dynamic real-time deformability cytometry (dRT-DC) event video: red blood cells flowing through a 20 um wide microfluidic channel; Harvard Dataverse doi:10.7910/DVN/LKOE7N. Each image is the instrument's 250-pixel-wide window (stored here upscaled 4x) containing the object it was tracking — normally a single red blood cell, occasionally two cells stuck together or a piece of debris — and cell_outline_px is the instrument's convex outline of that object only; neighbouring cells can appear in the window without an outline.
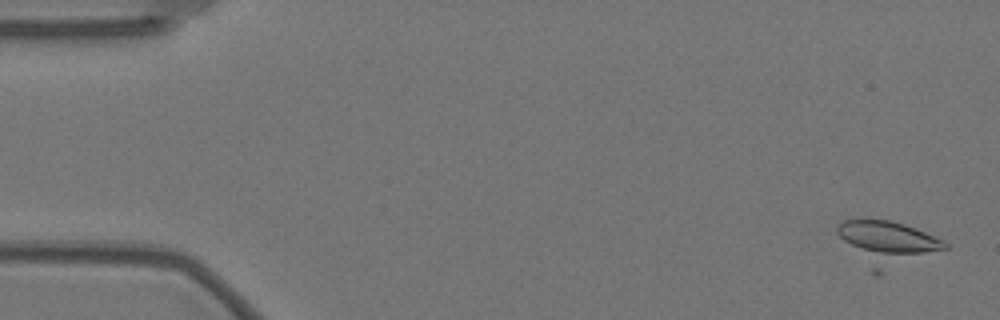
{"species": "Egyptian fruit bat (a non-hibernating species)", "species_latin": "Rousettus aegyptiacus", "temperature_condition": "warm", "stored_images_in_passage": 26, "camera_frame_rate_fps": 3000, "um_per_image_px": 0.085, "animal": {"sex": "female"}, "frame": {"image": 1, "passage_image": 4, "time_ms": 1.0, "image_size_px": [1000, 320], "cell_outline_px": [[948, 248], [880, 276], [876, 276], [872, 272], [836, 232], [836, 228], [844, 220], [868, 216], [888, 220], [904, 224], [944, 240], [948, 244]], "centroid_in_image_um": [75.44, 20.67], "position_along_channel_um": 9.6, "area_um2": 28.21}}
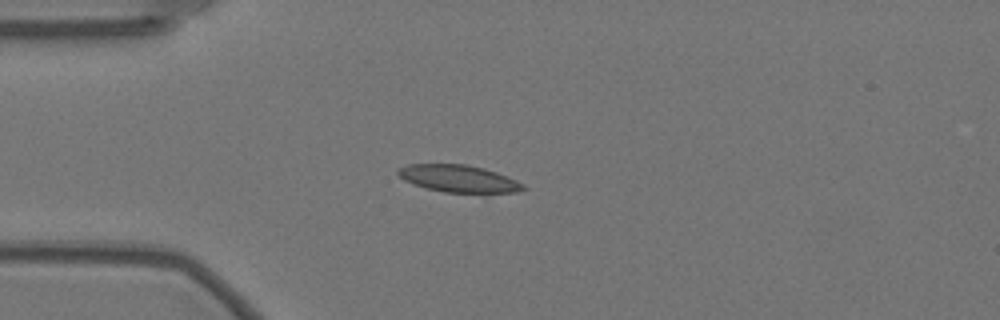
{"frame": {"image": 2, "passage_image": 17, "time_ms": 5.333, "image_size_px": [1000, 320], "cell_outline_px": [[528, 188], [516, 192], [484, 196], [444, 192], [424, 188], [412, 184], [404, 180], [396, 172], [400, 168], [408, 164], [468, 164], [484, 168], [496, 172], [516, 180], [524, 184]], "centroid_in_image_um": [39.07, 15.24], "position_along_channel_um": 45.9, "area_um2": 20.81}}
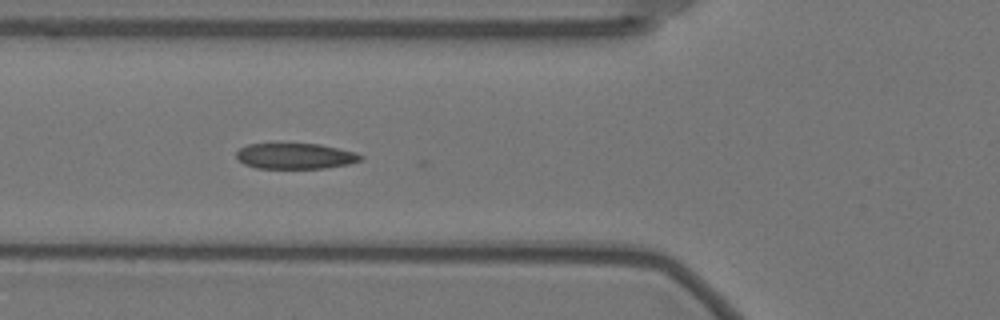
{"frame": {"image": 3, "passage_image": 23, "time_ms": 7.333, "image_size_px": [1000, 320], "cell_outline_px": [[364, 156], [360, 160], [348, 164], [324, 168], [256, 168], [244, 164], [236, 156], [236, 152], [240, 148], [248, 144], [320, 144], [356, 152]], "centroid_in_image_um": [25.1, 13.26], "position_along_channel_um": 100.7, "area_um2": 18.5}}